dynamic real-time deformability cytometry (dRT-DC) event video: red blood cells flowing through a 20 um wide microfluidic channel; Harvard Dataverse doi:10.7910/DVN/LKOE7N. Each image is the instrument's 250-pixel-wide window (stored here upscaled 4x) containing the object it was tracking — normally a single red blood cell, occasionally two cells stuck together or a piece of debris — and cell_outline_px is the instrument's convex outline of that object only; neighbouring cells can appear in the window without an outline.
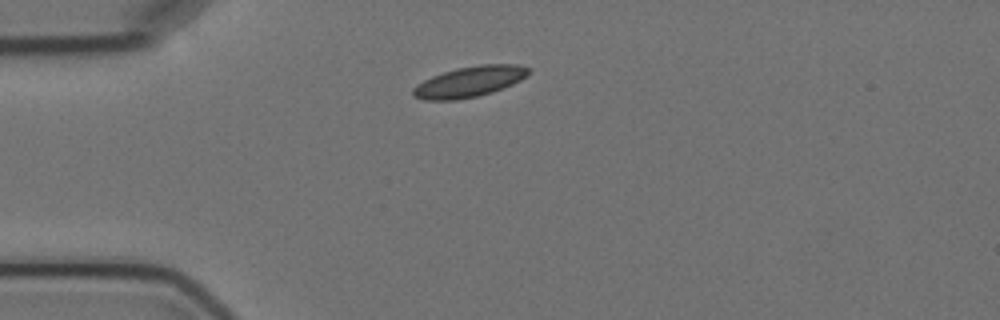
{"species": "Egyptian fruit bat (a non-hibernating species)", "species_latin": "Rousettus aegyptiacus", "temperature_condition": "cold", "stored_images_in_passage": 6, "camera_frame_rate_fps": 3000, "um_per_image_px": 0.085, "animal": {"sex": "female"}, "frame": {"image": 1, "passage_image": 1, "time_ms": 0.0, "image_size_px": [1000, 320], "cell_outline_px": [[532, 72], [520, 80], [512, 84], [492, 92], [476, 96], [456, 100], [424, 100], [412, 96], [412, 88], [416, 84], [432, 76], [456, 68], [480, 64], [520, 64], [532, 68]], "centroid_in_image_um": [39.92, 6.93], "position_along_channel_um": 45.1, "area_um2": 20.81}}
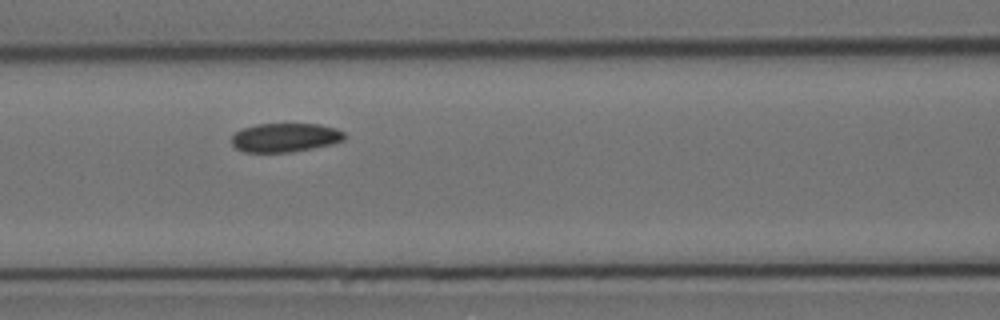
{"frame": {"image": 2, "passage_image": 4, "time_ms": 3.333, "image_size_px": [1000, 320], "cell_outline_px": [[344, 140], [332, 144], [292, 152], [244, 152], [236, 148], [232, 144], [232, 136], [236, 132], [244, 128], [256, 124], [320, 124], [336, 128], [344, 132]], "centroid_in_image_um": [24.24, 11.69], "position_along_channel_um": 142.4, "area_um2": 18.96}}
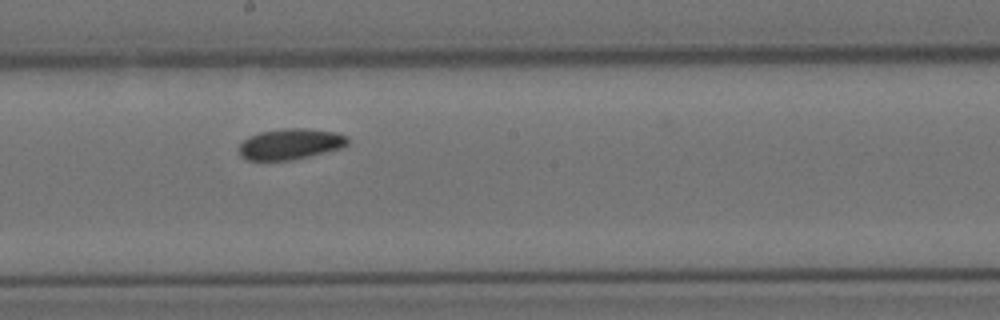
{"frame": {"image": 3, "passage_image": 6, "time_ms": 5.667, "image_size_px": [1000, 320], "cell_outline_px": [[348, 144], [340, 148], [308, 156], [288, 160], [248, 160], [240, 156], [240, 144], [244, 140], [260, 132], [284, 128], [308, 128], [336, 132], [348, 136]], "centroid_in_image_um": [24.7, 12.23], "position_along_channel_um": 223.5, "area_um2": 19.31}}